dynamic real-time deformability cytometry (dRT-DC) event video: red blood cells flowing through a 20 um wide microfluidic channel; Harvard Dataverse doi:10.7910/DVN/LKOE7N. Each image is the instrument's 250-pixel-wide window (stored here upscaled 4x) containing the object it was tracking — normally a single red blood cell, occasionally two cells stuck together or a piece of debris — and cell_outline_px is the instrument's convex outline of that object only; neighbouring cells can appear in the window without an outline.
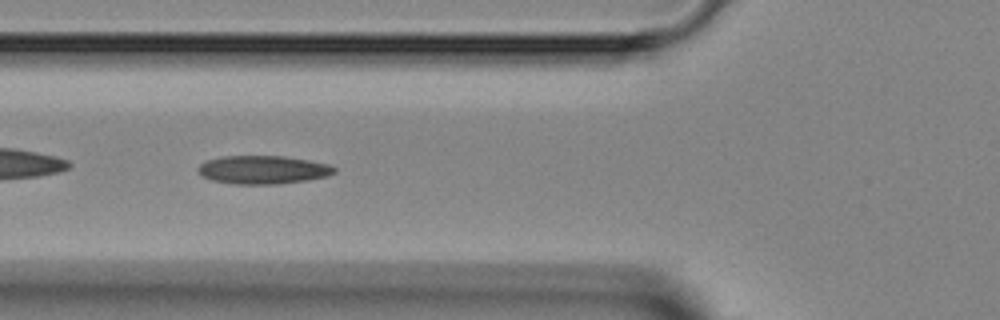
{"species": "Egyptian fruit bat (a non-hibernating species)", "species_latin": "Rousettus aegyptiacus", "temperature_condition": "room temperature", "stored_images_in_passage": 36, "camera_frame_rate_fps": 3000, "um_per_image_px": 0.085, "animal": {"sex": "female"}, "frame": {"image": 1, "passage_image": 6, "time_ms": 1.667, "image_size_px": [1000, 320], "cell_outline_px": [[336, 172], [328, 176], [308, 180], [276, 184], [232, 184], [212, 180], [200, 176], [196, 172], [196, 168], [200, 164], [208, 160], [224, 156], [284, 156], [308, 160], [328, 164], [336, 168]], "centroid_in_image_um": [22.32, 14.43], "position_along_channel_um": 103.5, "area_um2": 22.66}}
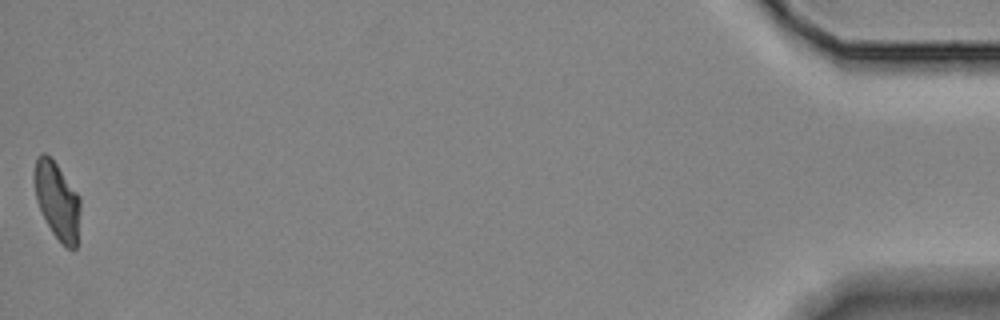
{"frame": {"image": 2, "passage_image": 36, "time_ms": 11.667, "image_size_px": [1000, 320], "cell_outline_px": [[80, 208], [76, 248], [68, 248], [52, 232], [36, 200], [32, 176], [36, 156], [44, 152], [56, 164], [80, 196]], "centroid_in_image_um": [4.83, 16.99], "position_along_channel_um": 430.4, "area_um2": 20.46}}